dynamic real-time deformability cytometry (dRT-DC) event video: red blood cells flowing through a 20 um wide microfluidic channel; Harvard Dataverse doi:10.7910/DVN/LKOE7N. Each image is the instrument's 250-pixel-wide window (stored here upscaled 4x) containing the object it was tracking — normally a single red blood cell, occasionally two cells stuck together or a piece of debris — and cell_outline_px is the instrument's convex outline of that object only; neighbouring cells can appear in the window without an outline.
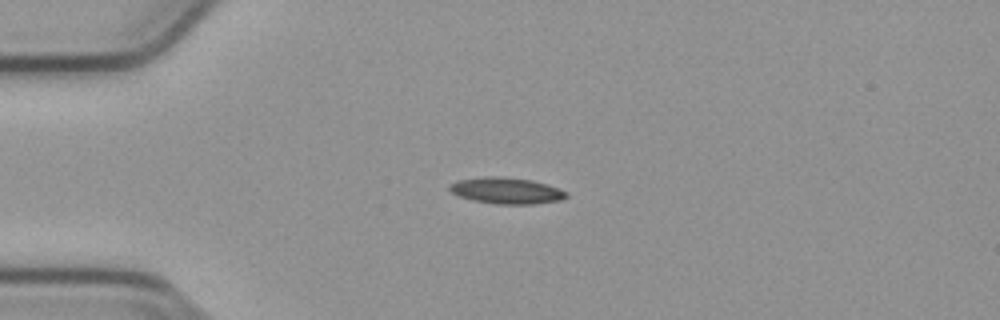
{"species": "common noctule bat (a hibernating species)", "species_latin": "Nyctalus noctula", "temperature_condition": "cold", "stored_images_in_passage": 34, "camera_frame_rate_fps": 3000, "um_per_image_px": 0.085, "animal": {"sex": "male", "body_mass_g": 23.1, "forearm_length_mm": 52.7}, "frame": {"image": 1, "passage_image": 1, "time_ms": 0.0, "image_size_px": [1000, 320], "cell_outline_px": [[568, 196], [560, 200], [532, 204], [500, 204], [476, 200], [460, 196], [452, 192], [448, 188], [448, 184], [456, 180], [484, 176], [500, 176], [532, 180], [548, 184], [568, 192]], "centroid_in_image_um": [43.05, 16.18], "position_along_channel_um": 41.9, "area_um2": 17.86}}
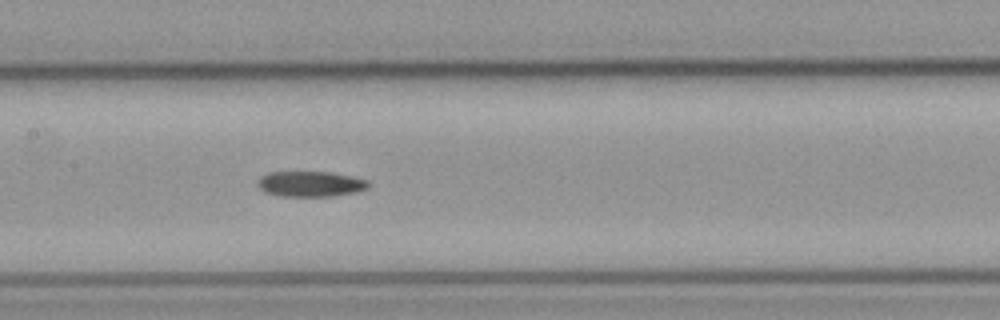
{"frame": {"image": 2, "passage_image": 14, "time_ms": 4.333, "image_size_px": [1000, 320], "cell_outline_px": [[372, 184], [368, 188], [356, 192], [332, 196], [280, 196], [264, 192], [256, 184], [260, 176], [268, 172], [332, 172], [352, 176], [368, 180]], "centroid_in_image_um": [26.4, 15.63], "position_along_channel_um": 181.0, "area_um2": 16.65}}
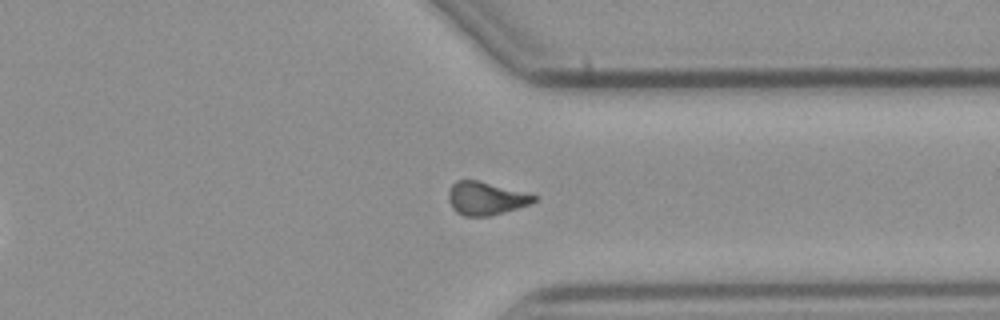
{"frame": {"image": 3, "passage_image": 29, "time_ms": 9.333, "image_size_px": [1000, 320], "cell_outline_px": [[540, 196], [532, 204], [488, 216], [464, 216], [456, 212], [452, 208], [448, 200], [448, 192], [452, 184], [456, 180], [476, 180]], "centroid_in_image_um": [41.29, 16.86], "position_along_channel_um": 370.1, "area_um2": 16.47}}